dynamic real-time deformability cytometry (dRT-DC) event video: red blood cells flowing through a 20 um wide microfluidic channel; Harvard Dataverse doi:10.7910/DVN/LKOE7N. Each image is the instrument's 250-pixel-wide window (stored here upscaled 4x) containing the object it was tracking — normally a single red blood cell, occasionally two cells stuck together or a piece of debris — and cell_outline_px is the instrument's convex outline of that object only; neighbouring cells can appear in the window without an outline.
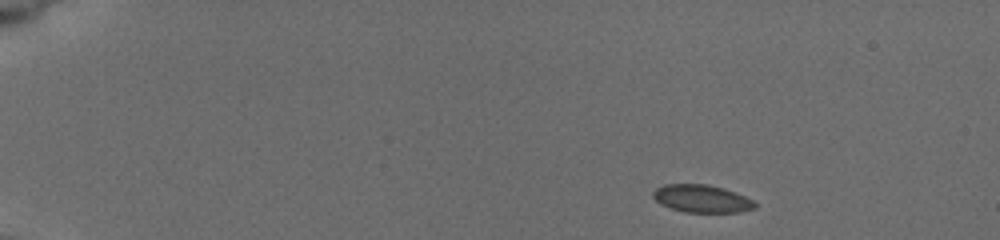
{"species": "common noctule bat (a hibernating species)", "species_latin": "Nyctalus noctula", "temperature_condition": "cold", "stored_images_in_passage": 9, "camera_frame_rate_fps": 3000, "um_per_image_px": 0.085, "animal": {"sex": "female", "body_mass_g": 19.5, "forearm_length_mm": 54.1}, "frame": {"image": 1, "passage_image": 1, "time_ms": 0.0, "image_size_px": [1000, 240], "cell_outline_px": [[756, 208], [740, 212], [684, 212], [660, 204], [652, 196], [652, 192], [656, 188], [664, 184], [708, 184], [724, 188], [736, 192], [752, 200], [756, 204]], "centroid_in_image_um": [59.64, 16.88], "position_along_channel_um": 25.4, "area_um2": 16.47}}
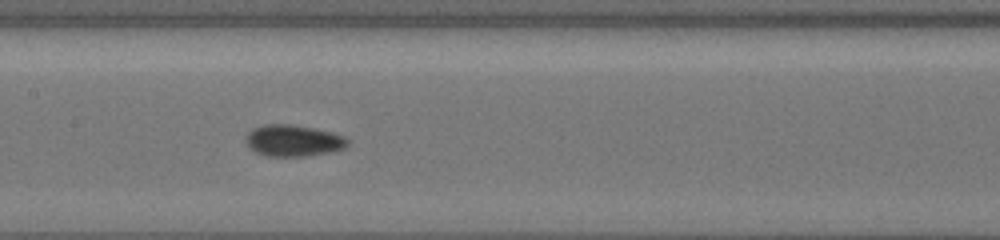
{"frame": {"image": 2, "passage_image": 8, "time_ms": 7.0, "image_size_px": [1000, 240], "cell_outline_px": [[348, 144], [344, 148], [332, 152], [304, 156], [264, 156], [248, 148], [244, 140], [244, 136], [252, 128], [264, 124], [292, 124], [332, 132], [344, 136], [348, 140]], "centroid_in_image_um": [24.87, 11.95], "position_along_channel_um": 182.5, "area_um2": 18.96}}
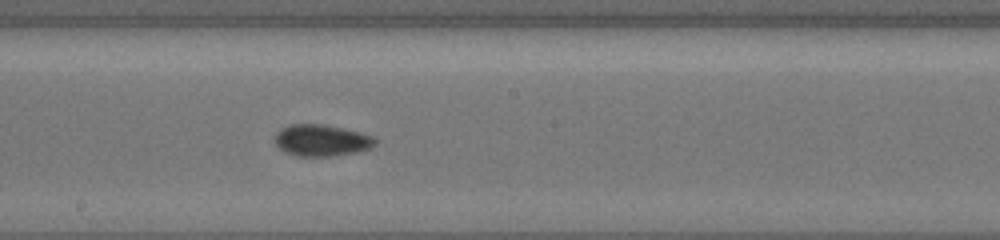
{"frame": {"image": 3, "passage_image": 9, "time_ms": 8.0, "image_size_px": [1000, 240], "cell_outline_px": [[376, 144], [368, 148], [356, 152], [332, 156], [296, 156], [284, 152], [272, 140], [272, 136], [280, 128], [288, 124], [324, 124], [360, 132], [372, 136], [376, 140]], "centroid_in_image_um": [27.25, 11.92], "position_along_channel_um": 221.0, "area_um2": 18.67}}